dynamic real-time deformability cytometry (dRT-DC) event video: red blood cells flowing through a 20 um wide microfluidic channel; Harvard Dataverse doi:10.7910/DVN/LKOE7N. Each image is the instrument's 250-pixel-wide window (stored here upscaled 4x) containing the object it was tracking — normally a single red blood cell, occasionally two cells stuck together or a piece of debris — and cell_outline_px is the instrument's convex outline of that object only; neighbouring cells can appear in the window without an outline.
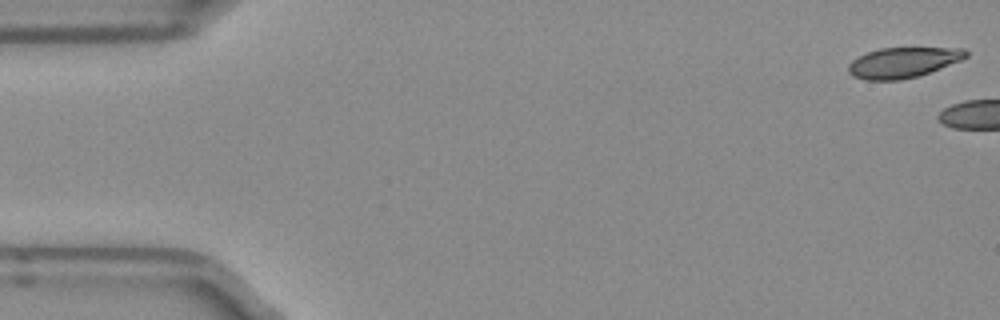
{"species": "Egyptian fruit bat (a non-hibernating species)", "species_latin": "Rousettus aegyptiacus", "temperature_condition": "room temperature", "stored_images_in_passage": 9, "camera_frame_rate_fps": 3000, "um_per_image_px": 0.085, "frame": {"image": 1, "passage_image": 1, "time_ms": 0.0, "image_size_px": [1000, 320], "cell_outline_px": [[968, 56], [960, 60], [920, 76], [900, 80], [864, 80], [852, 76], [848, 72], [848, 64], [852, 60], [868, 52], [880, 48], [964, 48], [968, 52]], "centroid_in_image_um": [76.74, 5.32], "position_along_channel_um": 8.3, "area_um2": 20.81}}